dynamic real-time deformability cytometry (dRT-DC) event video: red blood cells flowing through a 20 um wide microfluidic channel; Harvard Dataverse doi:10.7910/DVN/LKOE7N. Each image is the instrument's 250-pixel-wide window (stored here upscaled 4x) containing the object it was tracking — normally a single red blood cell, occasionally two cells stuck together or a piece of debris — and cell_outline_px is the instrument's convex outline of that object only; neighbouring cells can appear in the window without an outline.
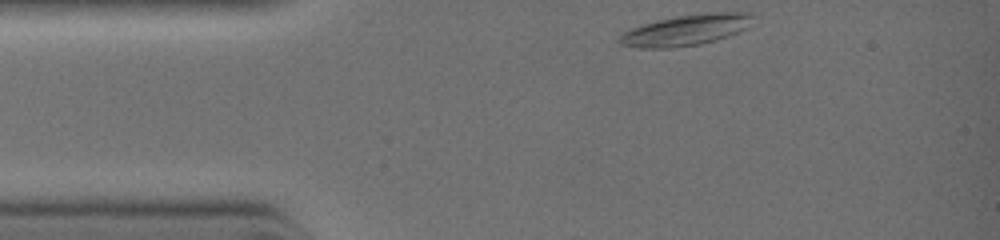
{"species": "common noctule bat (a hibernating species)", "species_latin": "Nyctalus noctula", "temperature_condition": "warm", "stored_images_in_passage": 2, "camera_frame_rate_fps": 3000, "um_per_image_px": 0.085, "animal": {"sex": "female", "body_mass_g": 19.0, "forearm_length_mm": 51.5}, "frame": {"image": 1, "passage_image": 1, "time_ms": 0.0, "image_size_px": [1000, 240], "cell_outline_px": [[752, 16], [748, 28], [728, 36], [716, 40], [700, 44], [672, 48], [640, 48], [620, 44], [620, 36], [624, 32], [632, 28], [644, 24], [660, 20], [680, 16], [708, 12], [752, 12]], "centroid_in_image_um": [58.35, 2.56], "position_along_channel_um": 26.7, "area_um2": 23.7}}